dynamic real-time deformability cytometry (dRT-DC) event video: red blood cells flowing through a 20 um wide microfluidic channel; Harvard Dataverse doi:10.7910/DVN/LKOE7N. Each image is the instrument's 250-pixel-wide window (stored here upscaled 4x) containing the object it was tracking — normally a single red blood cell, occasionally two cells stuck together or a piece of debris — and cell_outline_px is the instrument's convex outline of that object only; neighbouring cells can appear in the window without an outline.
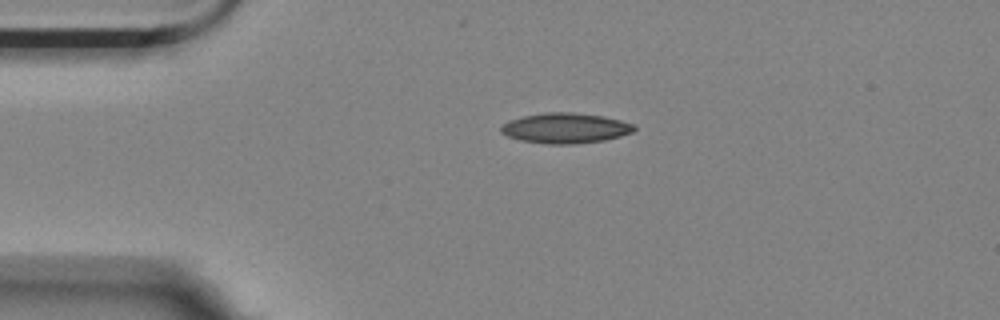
{"species": "Egyptian fruit bat (a non-hibernating species)", "species_latin": "Rousettus aegyptiacus", "temperature_condition": "room temperature", "stored_images_in_passage": 1, "camera_frame_rate_fps": 3000, "um_per_image_px": 0.085, "animal": {"sex": "female"}, "frame": {"image": 1, "passage_image": 1, "time_ms": 0.0, "image_size_px": [1000, 320], "cell_outline_px": [[636, 128], [632, 132], [620, 136], [604, 140], [576, 144], [548, 144], [520, 140], [508, 136], [500, 132], [500, 124], [508, 120], [524, 116], [544, 112], [572, 112], [604, 116], [636, 124]], "centroid_in_image_um": [48.04, 10.88], "position_along_channel_um": 37.0, "area_um2": 23.7}}